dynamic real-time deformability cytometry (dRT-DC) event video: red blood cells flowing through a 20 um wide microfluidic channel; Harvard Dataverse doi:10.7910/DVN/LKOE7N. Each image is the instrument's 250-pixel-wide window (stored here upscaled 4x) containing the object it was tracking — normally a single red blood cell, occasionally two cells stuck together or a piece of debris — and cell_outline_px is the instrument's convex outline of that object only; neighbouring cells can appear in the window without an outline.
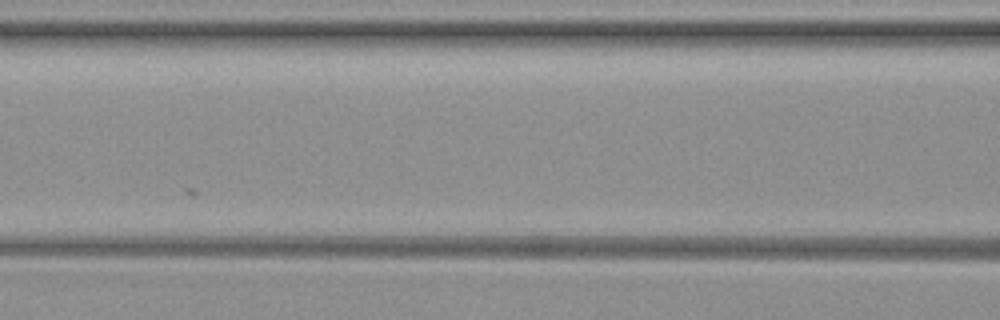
{"species": "common noctule bat (a hibernating species)", "species_latin": "Nyctalus noctula", "temperature_condition": "warm", "stored_images_in_passage": 4, "camera_frame_rate_fps": 3000, "um_per_image_px": 0.085, "animal": {"sex": "female", "body_mass_g": 19.3, "forearm_length_mm": 54.1}, "frame": {"image": 1, "passage_image": 4, "time_ms": 1.0, "image_size_px": [1000, 320], "cell_outline_px": [[888, 184], [880, 192], [740, 192], [724, 184], [724, 176], [840, 176], [880, 180]], "centroid_in_image_um": [68.29, 15.65], "position_along_channel_um": 98.3, "area_um2": 17.34}}